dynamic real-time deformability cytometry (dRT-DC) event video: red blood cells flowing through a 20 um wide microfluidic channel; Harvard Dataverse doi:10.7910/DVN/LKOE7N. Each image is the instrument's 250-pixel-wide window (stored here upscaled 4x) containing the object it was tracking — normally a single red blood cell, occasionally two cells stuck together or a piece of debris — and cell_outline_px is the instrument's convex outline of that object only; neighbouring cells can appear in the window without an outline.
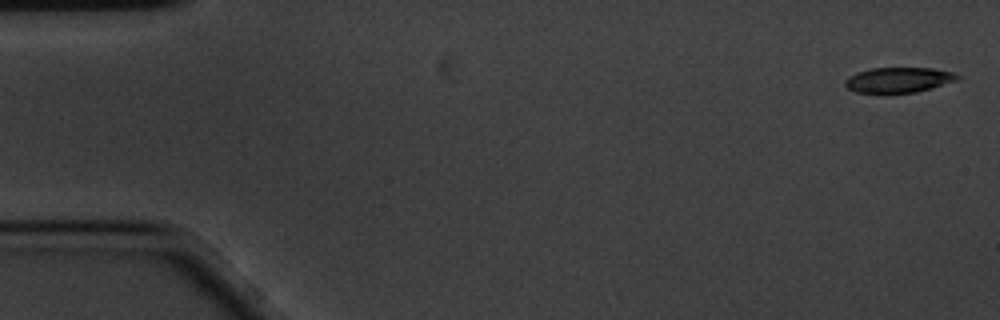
{"species": "common noctule bat (a hibernating species)", "species_latin": "Nyctalus noctula", "temperature_condition": "cold", "stored_images_in_passage": 6, "camera_frame_rate_fps": 3000, "um_per_image_px": 0.085, "animal": {"sex": "male", "body_mass_g": 20.1, "forearm_length_mm": 53.5}, "frame": {"image": 1, "passage_image": 1, "time_ms": 0.0, "image_size_px": [1000, 320], "cell_outline_px": [[960, 76], [956, 80], [932, 88], [916, 92], [856, 92], [848, 88], [844, 84], [844, 80], [848, 76], [856, 72], [872, 68], [932, 68], [952, 72]], "centroid_in_image_um": [76.35, 6.78], "position_along_channel_um": 8.7, "area_um2": 16.3}}
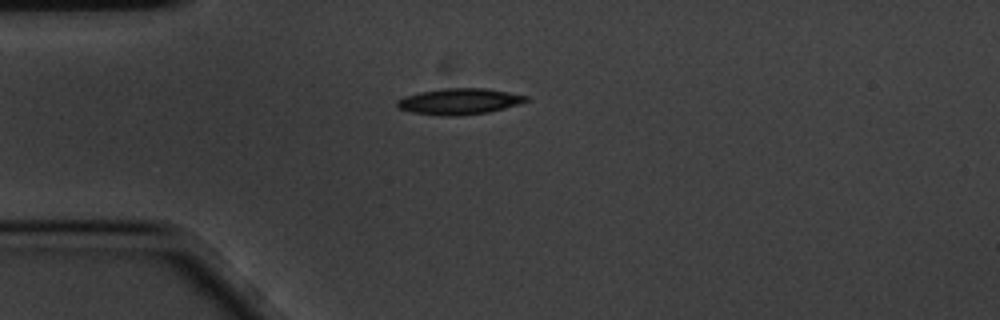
{"frame": {"image": 2, "passage_image": 5, "time_ms": 1.333, "image_size_px": [1000, 320], "cell_outline_px": [[528, 100], [504, 108], [488, 112], [456, 116], [440, 116], [412, 112], [396, 108], [396, 100], [404, 96], [420, 92], [444, 88], [484, 88], [508, 92], [528, 96]], "centroid_in_image_um": [38.97, 8.62], "position_along_channel_um": 46.0, "area_um2": 19.54}}
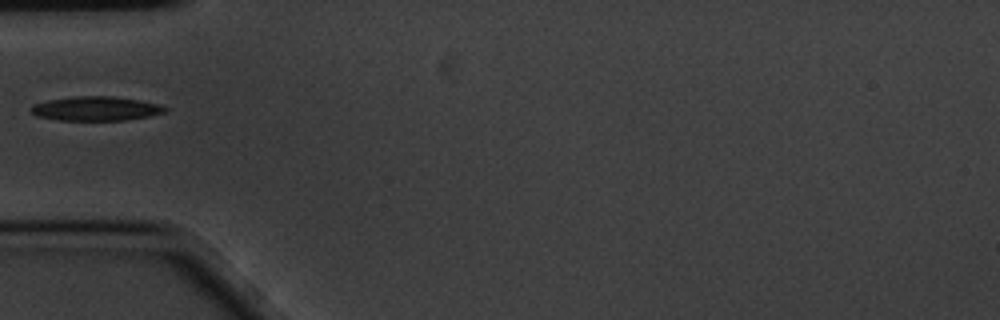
{"frame": {"image": 3, "passage_image": 6, "time_ms": 1.667, "image_size_px": [1000, 320], "cell_outline_px": [[168, 108], [164, 112], [148, 116], [128, 120], [56, 120], [36, 116], [28, 108], [32, 104], [48, 100], [72, 96], [112, 96], [140, 100], [160, 104]], "centroid_in_image_um": [8.11, 9.22], "position_along_channel_um": 76.9, "area_um2": 19.07}}